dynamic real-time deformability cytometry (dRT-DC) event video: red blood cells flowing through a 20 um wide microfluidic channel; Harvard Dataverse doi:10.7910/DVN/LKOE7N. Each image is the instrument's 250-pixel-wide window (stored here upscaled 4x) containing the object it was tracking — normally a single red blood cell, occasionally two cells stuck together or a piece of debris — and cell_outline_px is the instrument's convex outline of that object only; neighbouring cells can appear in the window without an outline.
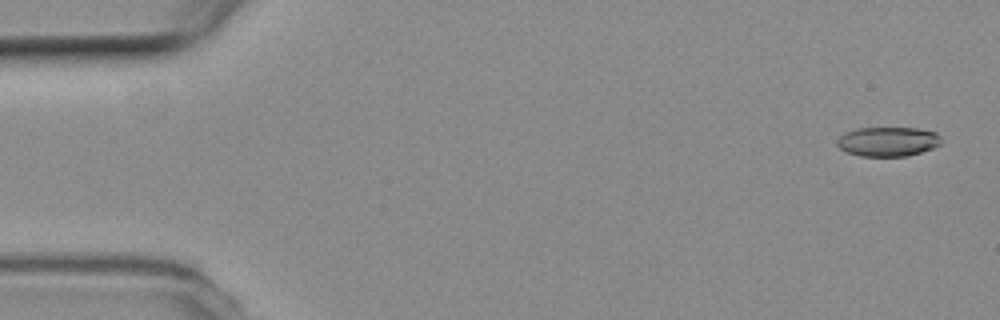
{"species": "common noctule bat (a hibernating species)", "species_latin": "Nyctalus noctula", "temperature_condition": "room temperature", "stored_images_in_passage": 16, "camera_frame_rate_fps": 3000, "um_per_image_px": 0.085, "animal": {"sex": "female", "body_mass_g": 19.3, "forearm_length_mm": 54.1}, "frame": {"image": 1, "passage_image": 2, "time_ms": 0.333, "image_size_px": [1000, 320], "cell_outline_px": [[940, 144], [932, 148], [908, 156], [860, 156], [844, 152], [836, 144], [836, 140], [844, 132], [856, 128], [916, 128], [936, 132], [940, 136]], "centroid_in_image_um": [75.42, 12.03], "position_along_channel_um": 9.6, "area_um2": 17.98}}
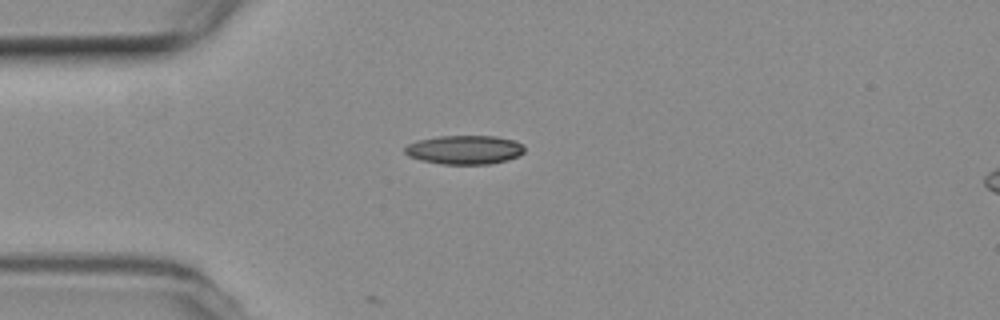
{"frame": {"image": 2, "passage_image": 14, "time_ms": 4.333, "image_size_px": [1000, 320], "cell_outline_px": [[524, 152], [520, 156], [508, 160], [488, 164], [440, 164], [420, 160], [408, 156], [404, 152], [404, 148], [408, 144], [416, 140], [440, 136], [496, 136], [512, 140], [524, 144]], "centroid_in_image_um": [39.48, 12.73], "position_along_channel_um": 45.5, "area_um2": 20.35}}